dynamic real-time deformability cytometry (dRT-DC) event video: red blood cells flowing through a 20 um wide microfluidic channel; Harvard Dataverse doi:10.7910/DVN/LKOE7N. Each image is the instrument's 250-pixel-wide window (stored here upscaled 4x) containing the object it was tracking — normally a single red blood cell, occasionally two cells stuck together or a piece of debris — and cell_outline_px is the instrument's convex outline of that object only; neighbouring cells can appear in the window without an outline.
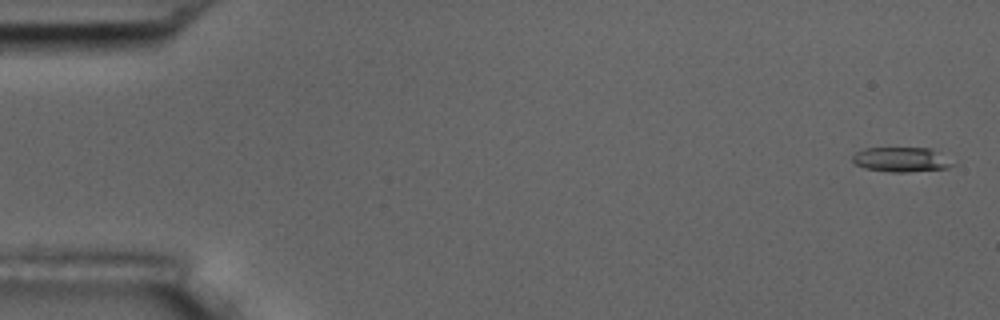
{"species": "common noctule bat (a hibernating species)", "species_latin": "Nyctalus noctula", "temperature_condition": "room temperature", "stored_images_in_passage": 8, "camera_frame_rate_fps": 3000, "um_per_image_px": 0.085, "animal": {"sex": "male", "body_mass_g": 17.5, "forearm_length_mm": 52.3}, "frame": {"image": 1, "passage_image": 1, "time_ms": 0.0, "image_size_px": [1000, 320], "cell_outline_px": [[956, 164], [948, 168], [908, 172], [892, 172], [864, 168], [856, 164], [852, 160], [852, 156], [856, 152], [864, 148], [932, 148]], "centroid_in_image_um": [76.61, 13.56], "position_along_channel_um": 8.4, "area_um2": 14.39}}
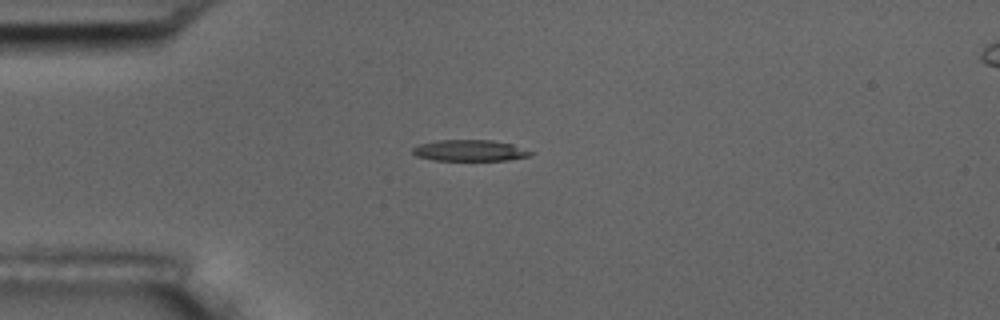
{"frame": {"image": 2, "passage_image": 4, "time_ms": 4.333, "image_size_px": [1000, 320], "cell_outline_px": [[536, 152], [532, 156], [508, 160], [432, 160], [416, 156], [412, 152], [412, 148], [420, 144], [436, 140], [492, 140], [512, 144]], "centroid_in_image_um": [39.97, 12.79], "position_along_channel_um": 45.0, "area_um2": 14.74}}
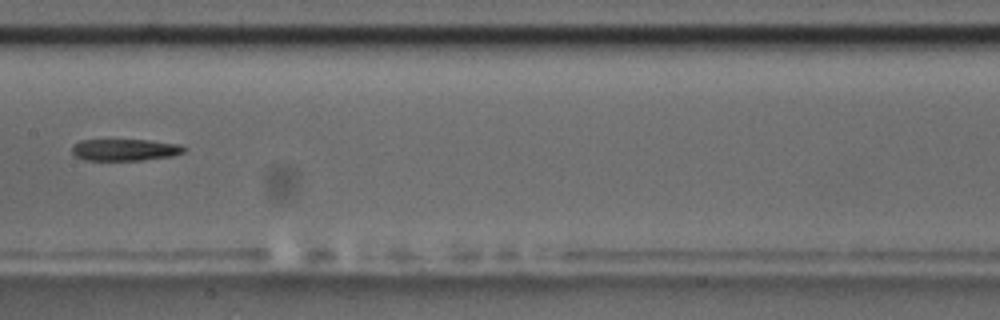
{"frame": {"image": 3, "passage_image": 8, "time_ms": 9.0, "image_size_px": [1000, 320], "cell_outline_px": [[188, 148], [184, 152], [172, 156], [140, 160], [84, 160], [76, 156], [72, 152], [72, 144], [80, 140], [148, 140], [180, 144]], "centroid_in_image_um": [10.63, 12.73], "position_along_channel_um": 196.8, "area_um2": 14.28}}